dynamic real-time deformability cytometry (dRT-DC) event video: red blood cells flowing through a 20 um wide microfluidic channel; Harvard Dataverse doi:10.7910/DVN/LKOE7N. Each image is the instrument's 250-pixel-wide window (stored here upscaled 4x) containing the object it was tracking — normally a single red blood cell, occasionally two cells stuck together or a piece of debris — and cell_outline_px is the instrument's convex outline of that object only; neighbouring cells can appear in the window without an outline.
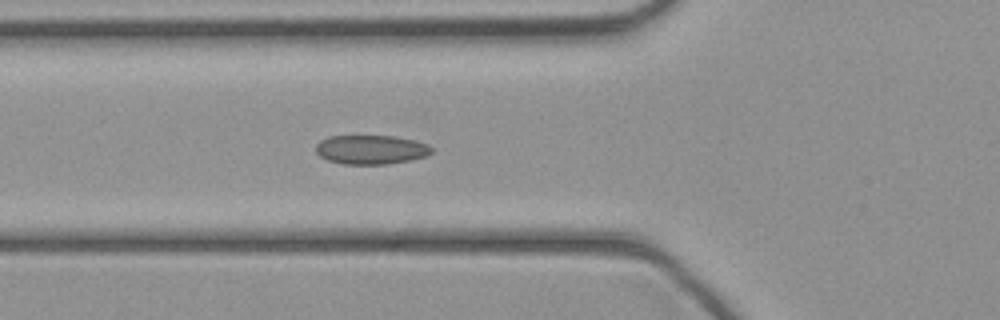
{"species": "common noctule bat (a hibernating species)", "species_latin": "Nyctalus noctula", "temperature_condition": "cold", "stored_images_in_passage": 44, "camera_frame_rate_fps": 3000, "um_per_image_px": 0.085, "animal": {"sex": "female", "body_mass_g": 21.9}, "frame": {"image": 1, "passage_image": 15, "time_ms": 4.667, "image_size_px": [1000, 320], "cell_outline_px": [[432, 152], [428, 156], [388, 164], [344, 164], [328, 160], [320, 156], [316, 152], [316, 144], [320, 140], [328, 136], [396, 136], [416, 140], [428, 144], [432, 148]], "centroid_in_image_um": [31.55, 12.71], "position_along_channel_um": 94.3, "area_um2": 19.77}}
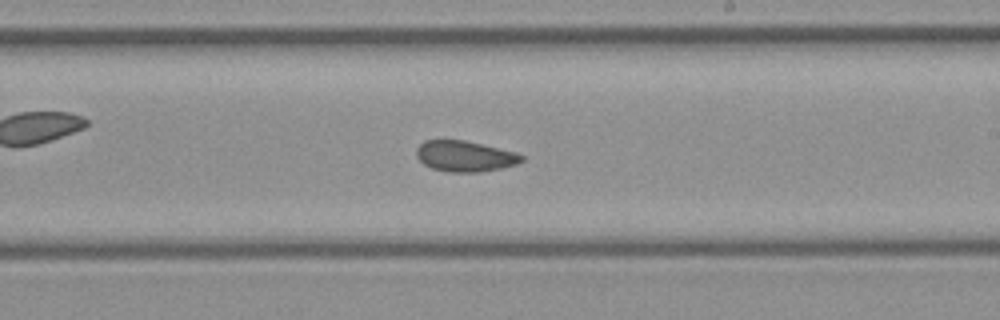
{"frame": {"image": 2, "passage_image": 25, "time_ms": 8.0, "image_size_px": [1000, 320], "cell_outline_px": [[524, 160], [516, 164], [500, 168], [480, 172], [452, 172], [432, 168], [424, 164], [416, 156], [416, 148], [424, 140], [464, 140], [516, 152], [524, 156]], "centroid_in_image_um": [39.51, 13.27], "position_along_channel_um": 249.5, "area_um2": 18.79}}
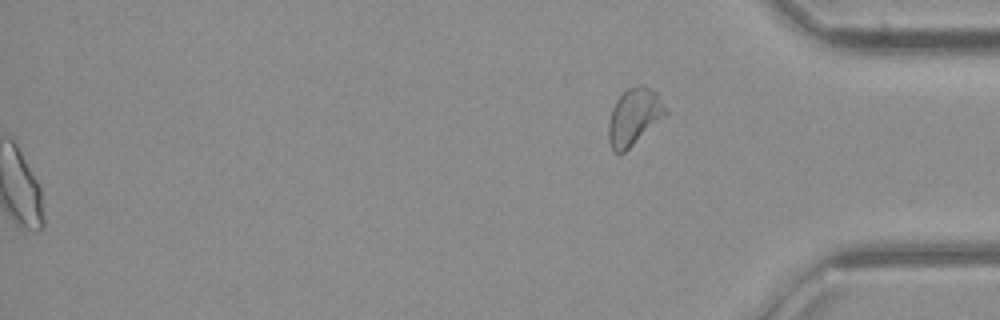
{"frame": {"image": 3, "passage_image": 44, "time_ms": 14.333, "image_size_px": [1000, 320], "cell_outline_px": [[668, 112], [664, 116], [624, 152], [612, 152], [608, 140], [608, 124], [612, 108], [616, 100], [628, 88], [636, 84], [644, 84], [656, 92]], "centroid_in_image_um": [53.86, 9.9], "position_along_channel_um": 381.3, "area_um2": 18.61}}